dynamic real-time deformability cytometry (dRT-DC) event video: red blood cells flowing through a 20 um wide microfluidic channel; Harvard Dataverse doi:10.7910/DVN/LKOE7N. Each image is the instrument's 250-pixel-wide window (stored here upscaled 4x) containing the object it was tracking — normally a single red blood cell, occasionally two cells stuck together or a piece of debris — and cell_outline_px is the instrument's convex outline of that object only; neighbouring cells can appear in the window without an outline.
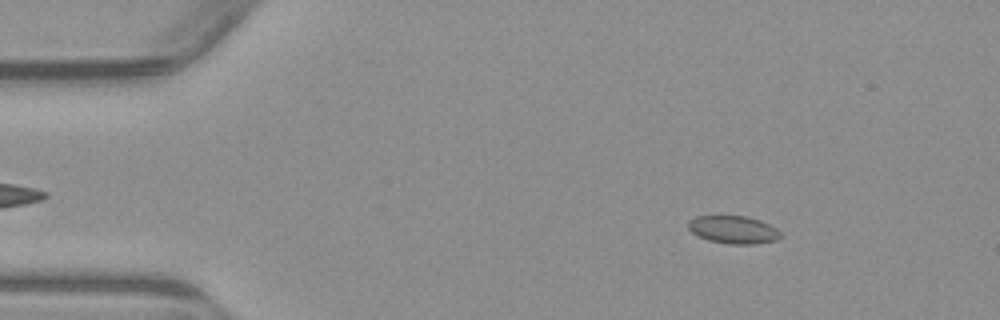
{"species": "common noctule bat (a hibernating species)", "species_latin": "Nyctalus noctula", "temperature_condition": "warm", "stored_images_in_passage": 3, "camera_frame_rate_fps": 3000, "um_per_image_px": 0.085, "animal": {"sex": "male", "body_mass_g": 23.1, "forearm_length_mm": 52.7}, "frame": {"image": 1, "passage_image": 1, "time_ms": 0.0, "image_size_px": [1000, 320], "cell_outline_px": [[784, 236], [776, 240], [756, 244], [732, 244], [708, 240], [692, 232], [688, 228], [688, 220], [696, 216], [748, 216], [760, 220], [776, 228]], "centroid_in_image_um": [62.36, 19.52], "position_along_channel_um": 22.6, "area_um2": 14.97}}